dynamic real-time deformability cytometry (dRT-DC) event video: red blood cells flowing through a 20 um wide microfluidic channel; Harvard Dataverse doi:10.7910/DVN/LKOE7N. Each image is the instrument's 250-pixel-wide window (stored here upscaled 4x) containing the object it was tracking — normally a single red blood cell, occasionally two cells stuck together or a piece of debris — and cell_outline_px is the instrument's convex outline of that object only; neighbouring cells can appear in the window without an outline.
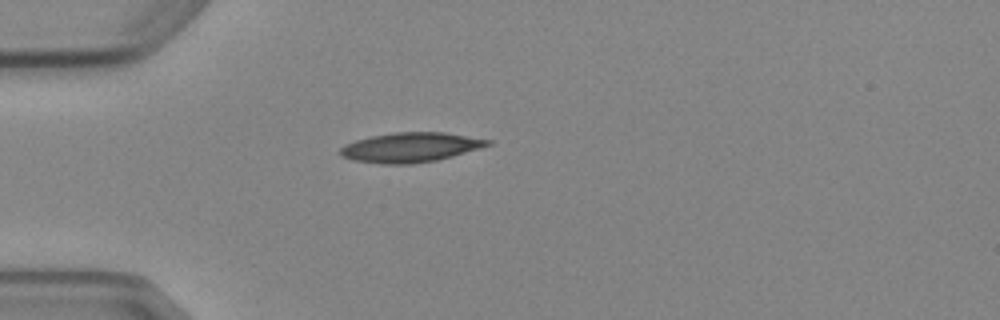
{"species": "Egyptian fruit bat (a non-hibernating species)", "species_latin": "Rousettus aegyptiacus", "temperature_condition": "cold", "stored_images_in_passage": 1, "camera_frame_rate_fps": 3000, "um_per_image_px": 0.085, "animal": {"sex": "female"}, "frame": {"image": 1, "passage_image": 1, "time_ms": 0.0, "image_size_px": [1000, 320], "cell_outline_px": [[492, 144], [480, 148], [452, 156], [436, 160], [412, 164], [384, 164], [352, 160], [340, 156], [340, 148], [344, 144], [356, 140], [372, 136], [392, 132], [444, 132], [492, 140]], "centroid_in_image_um": [34.87, 12.52], "position_along_channel_um": 50.1, "area_um2": 25.49}}